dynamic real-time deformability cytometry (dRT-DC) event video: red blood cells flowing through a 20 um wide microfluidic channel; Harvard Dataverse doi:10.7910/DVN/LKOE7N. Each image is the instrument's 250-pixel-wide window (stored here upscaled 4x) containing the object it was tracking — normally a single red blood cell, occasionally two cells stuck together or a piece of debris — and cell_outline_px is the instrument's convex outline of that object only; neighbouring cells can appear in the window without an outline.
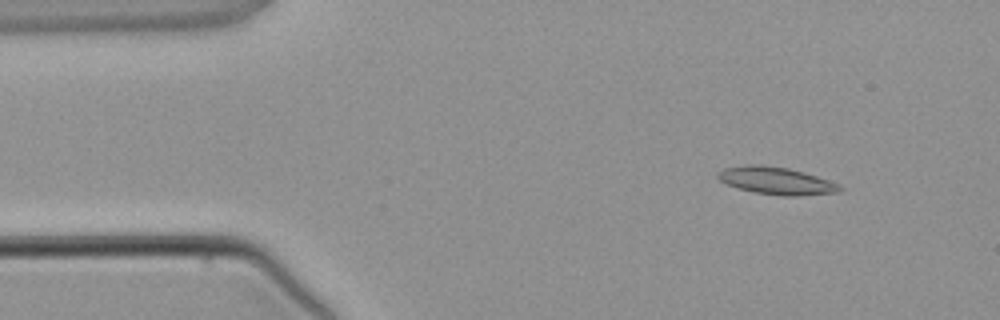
{"species": "common noctule bat (a hibernating species)", "species_latin": "Nyctalus noctula", "temperature_condition": "warm", "stored_images_in_passage": 5, "segment_of_instrument_passage": [1, 2], "camera_frame_rate_fps": 3000, "um_per_image_px": 0.085, "animal": {"sex": "male", "body_mass_g": 21.5, "forearm_length_mm": 52.0}, "frame": {"image": 1, "passage_image": 2, "time_ms": 1.333, "image_size_px": [1000, 320], "cell_outline_px": [[844, 188], [836, 192], [796, 196], [780, 196], [756, 192], [740, 188], [728, 184], [720, 180], [716, 176], [716, 172], [724, 168], [744, 164], [764, 164], [788, 168], [804, 172], [840, 184]], "centroid_in_image_um": [65.96, 15.34], "position_along_channel_um": 19.0, "area_um2": 19.48}}
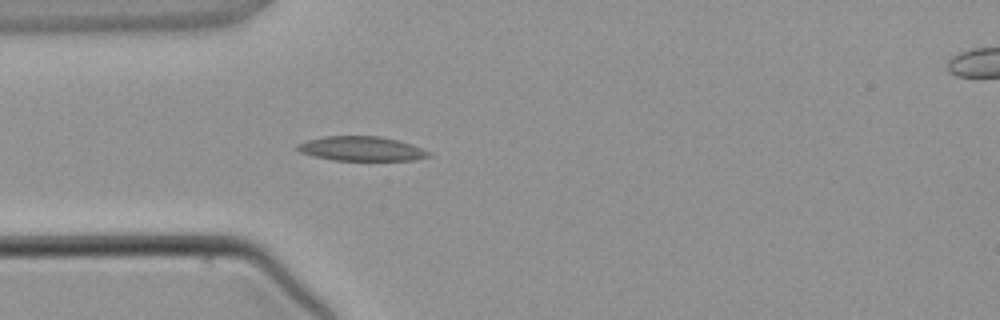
{"frame": {"image": 2, "passage_image": 4, "time_ms": 3.667, "image_size_px": [1000, 320], "cell_outline_px": [[432, 156], [412, 160], [332, 160], [312, 156], [300, 152], [296, 148], [296, 144], [308, 140], [324, 136], [380, 136], [400, 140], [412, 144], [432, 152]], "centroid_in_image_um": [30.74, 12.63], "position_along_channel_um": 54.3, "area_um2": 18.9}}